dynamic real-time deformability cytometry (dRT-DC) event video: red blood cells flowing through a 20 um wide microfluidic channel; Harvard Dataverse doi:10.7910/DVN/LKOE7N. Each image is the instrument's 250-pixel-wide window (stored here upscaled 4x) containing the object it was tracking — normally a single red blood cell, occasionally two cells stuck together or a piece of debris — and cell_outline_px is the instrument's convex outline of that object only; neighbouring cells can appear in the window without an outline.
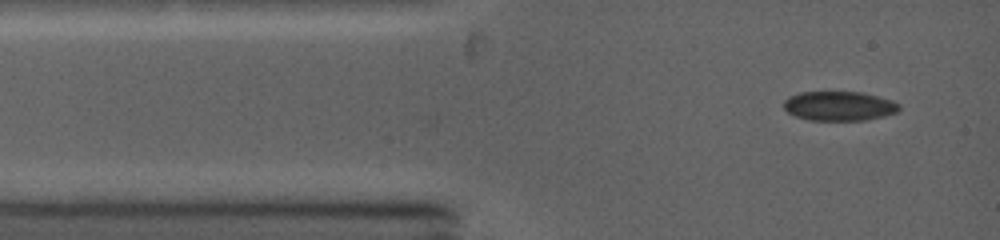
{"species": "common noctule bat (a hibernating species)", "species_latin": "Nyctalus noctula", "temperature_condition": "warm", "stored_images_in_passage": 4, "camera_frame_rate_fps": 5000, "um_per_image_px": 0.085, "animal": {"sex": "female", "body_mass_g": 19.0, "forearm_length_mm": 53.3}, "frame": {"image": 1, "passage_image": 1, "time_ms": 0.0, "image_size_px": [1000, 240], "cell_outline_px": [[900, 112], [884, 116], [864, 120], [808, 120], [796, 116], [788, 112], [784, 108], [784, 100], [788, 96], [800, 92], [860, 92], [892, 100], [900, 104]], "centroid_in_image_um": [71.34, 9.01], "position_along_channel_um": 13.7, "area_um2": 19.83}}
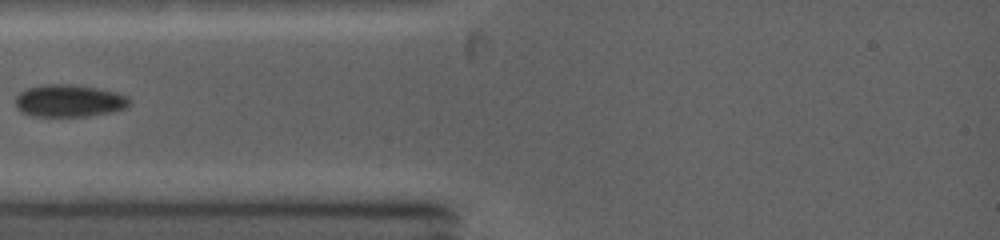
{"frame": {"image": 2, "passage_image": 4, "time_ms": 2.4, "image_size_px": [1000, 240], "cell_outline_px": [[128, 104], [124, 108], [112, 112], [88, 116], [32, 116], [20, 112], [16, 108], [16, 96], [20, 92], [28, 88], [44, 84], [72, 84], [96, 88], [116, 92], [128, 96]], "centroid_in_image_um": [5.84, 8.57], "position_along_channel_um": 79.2, "area_um2": 21.44}}